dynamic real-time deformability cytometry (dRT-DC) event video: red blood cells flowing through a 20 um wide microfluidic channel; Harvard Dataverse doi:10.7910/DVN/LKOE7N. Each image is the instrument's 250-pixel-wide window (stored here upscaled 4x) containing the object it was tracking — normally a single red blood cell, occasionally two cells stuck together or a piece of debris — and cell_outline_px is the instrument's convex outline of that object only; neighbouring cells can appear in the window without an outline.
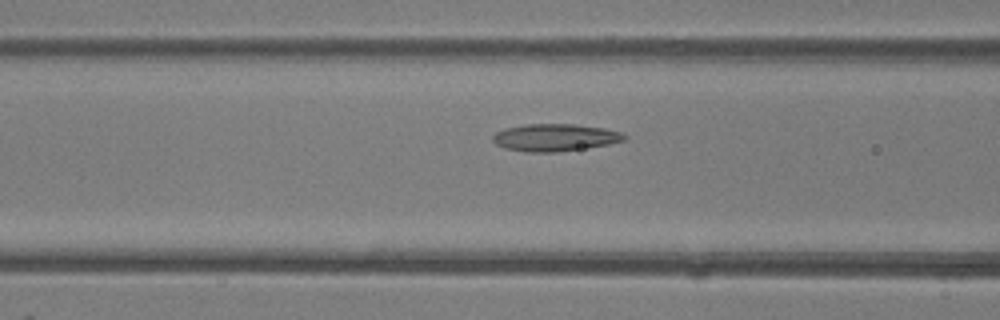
{"species": "common noctule bat (a hibernating species)", "species_latin": "Nyctalus noctula", "temperature_condition": "room temperature", "stored_images_in_passage": 30, "camera_frame_rate_fps": 3000, "um_per_image_px": 0.085, "animal": {"sex": "female"}, "frame": {"image": 1, "passage_image": 9, "time_ms": 2.667, "image_size_px": [1000, 320], "cell_outline_px": [[628, 140], [608, 144], [556, 152], [524, 152], [504, 148], [496, 144], [492, 140], [492, 136], [496, 132], [504, 128], [524, 124], [576, 124], [604, 128], [620, 132], [628, 136]], "centroid_in_image_um": [47.16, 11.68], "position_along_channel_um": 119.4, "area_um2": 21.04}}
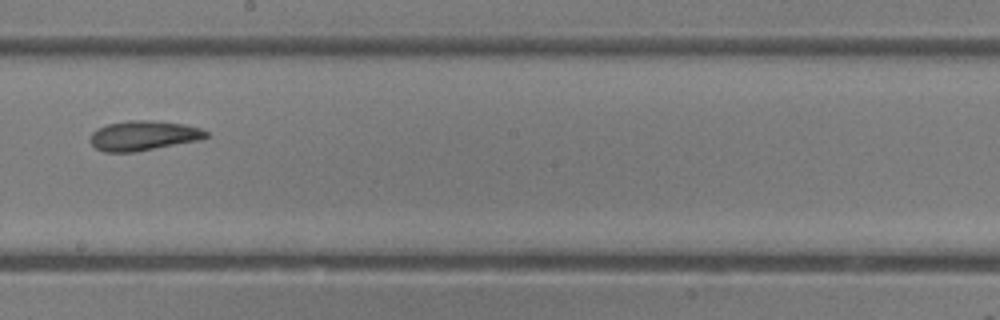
{"frame": {"image": 2, "passage_image": 17, "time_ms": 5.333, "image_size_px": [1000, 320], "cell_outline_px": [[208, 136], [200, 140], [136, 152], [104, 152], [96, 148], [88, 140], [88, 136], [96, 128], [108, 124], [128, 120], [152, 120], [184, 124], [200, 128], [208, 132]], "centroid_in_image_um": [12.16, 11.53], "position_along_channel_um": 236.0, "area_um2": 20.35}}
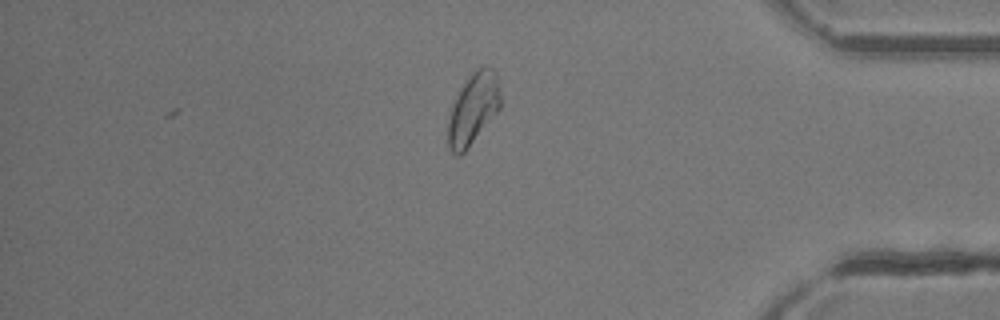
{"frame": {"image": 3, "passage_image": 30, "time_ms": 9.667, "image_size_px": [1000, 320], "cell_outline_px": [[500, 108], [468, 148], [460, 156], [456, 156], [448, 148], [448, 120], [452, 100], [468, 76], [476, 68], [484, 64], [496, 68], [500, 88]], "centroid_in_image_um": [40.22, 9.19], "position_along_channel_um": 395.0, "area_um2": 22.37}, "authors_computed_cell_mechanics": {"area_um2": 19.9988, "velocity_mm_per_s": 4.3695, "shape_relaxation_time_tau1_ms": null, "shape_relaxation_time_tau2_ms": 1.905, "deformation_change_tau1": null, "deformation_change_tau2": 0.0874}}